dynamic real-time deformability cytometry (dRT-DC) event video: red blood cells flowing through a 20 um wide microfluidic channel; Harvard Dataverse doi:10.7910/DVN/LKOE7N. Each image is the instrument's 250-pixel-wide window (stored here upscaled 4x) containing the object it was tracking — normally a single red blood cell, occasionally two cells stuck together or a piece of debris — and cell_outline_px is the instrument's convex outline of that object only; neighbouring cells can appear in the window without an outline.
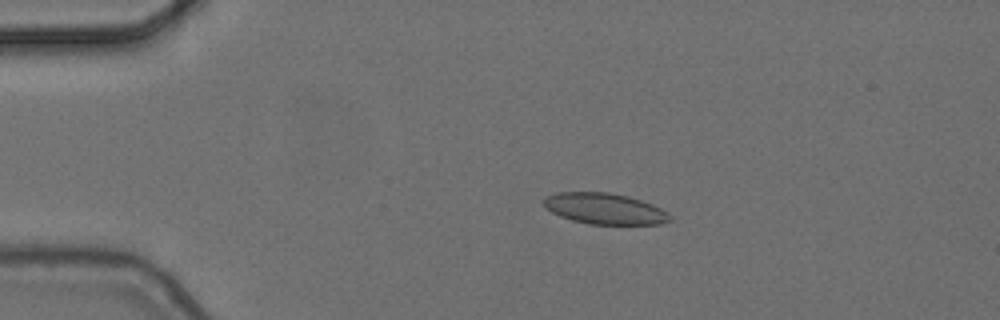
{"species": "common noctule bat (a hibernating species)", "species_latin": "Nyctalus noctula", "temperature_condition": "cold", "stored_images_in_passage": 6, "camera_frame_rate_fps": 3000, "um_per_image_px": 0.085, "animal": {"sex": "female", "body_mass_g": 24.6, "forearm_length_mm": 56.2}, "frame": {"image": 1, "passage_image": 4, "time_ms": 1.0, "image_size_px": [1000, 320], "cell_outline_px": [[672, 220], [660, 224], [588, 224], [572, 220], [560, 216], [552, 212], [544, 204], [544, 200], [548, 196], [560, 192], [608, 192], [628, 196], [652, 204], [668, 212], [672, 216]], "centroid_in_image_um": [51.45, 17.74], "position_along_channel_um": 33.6, "area_um2": 22.66}}